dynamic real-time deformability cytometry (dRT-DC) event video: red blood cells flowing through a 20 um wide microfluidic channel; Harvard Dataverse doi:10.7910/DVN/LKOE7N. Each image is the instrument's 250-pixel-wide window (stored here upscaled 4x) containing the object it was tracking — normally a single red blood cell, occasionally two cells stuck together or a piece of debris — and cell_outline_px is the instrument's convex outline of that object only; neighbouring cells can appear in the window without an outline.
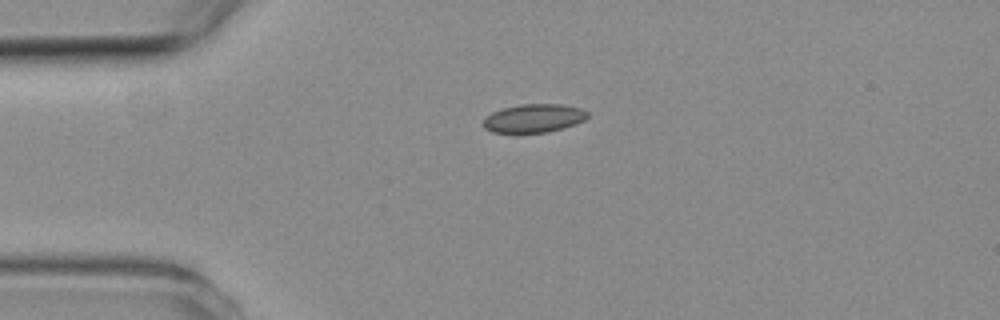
{"species": "common noctule bat (a hibernating species)", "species_latin": "Nyctalus noctula", "temperature_condition": "room temperature", "stored_images_in_passage": 4, "camera_frame_rate_fps": 3000, "um_per_image_px": 0.085, "animal": {"sex": "female", "body_mass_g": 19.3, "forearm_length_mm": 54.1}, "frame": {"image": 1, "passage_image": 4, "time_ms": 3.333, "image_size_px": [1000, 320], "cell_outline_px": [[588, 116], [584, 120], [576, 124], [544, 132], [492, 132], [484, 128], [484, 120], [492, 112], [504, 108], [520, 104], [560, 104], [580, 108], [588, 112]], "centroid_in_image_um": [45.38, 10.04], "position_along_channel_um": 39.6, "area_um2": 16.94}}